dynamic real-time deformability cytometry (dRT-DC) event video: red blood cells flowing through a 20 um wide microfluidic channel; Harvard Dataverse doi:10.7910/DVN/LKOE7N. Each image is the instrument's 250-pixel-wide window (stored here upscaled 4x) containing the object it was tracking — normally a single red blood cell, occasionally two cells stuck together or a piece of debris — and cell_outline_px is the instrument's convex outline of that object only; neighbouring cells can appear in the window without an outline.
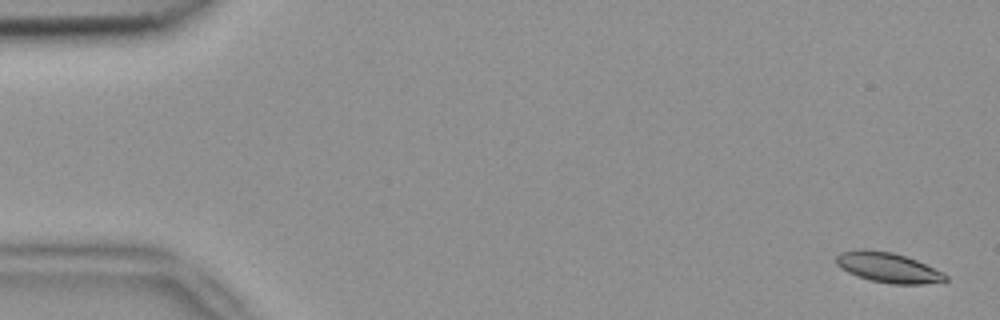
{"species": "common noctule bat (a hibernating species)", "species_latin": "Nyctalus noctula", "temperature_condition": "room temperature", "stored_images_in_passage": 5, "camera_frame_rate_fps": 3000, "um_per_image_px": 0.085, "animal": {"sex": "female", "body_mass_g": 18.4}, "frame": {"image": 1, "passage_image": 1, "time_ms": 0.0, "image_size_px": [1000, 320], "cell_outline_px": [[948, 280], [924, 284], [892, 284], [868, 280], [856, 276], [840, 268], [836, 264], [836, 256], [840, 252], [860, 248], [864, 248], [892, 252], [916, 260], [944, 272], [948, 276]], "centroid_in_image_um": [75.46, 22.73], "position_along_channel_um": 9.5, "area_um2": 19.36}}
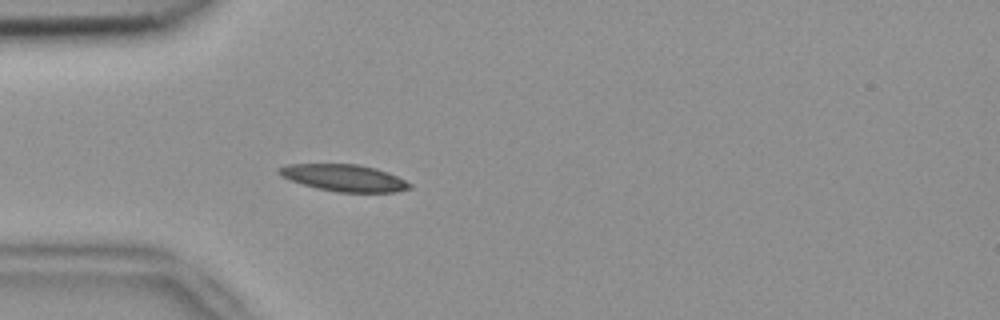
{"frame": {"image": 2, "passage_image": 5, "time_ms": 1.333, "image_size_px": [1000, 320], "cell_outline_px": [[412, 188], [396, 192], [336, 192], [316, 188], [280, 176], [276, 172], [276, 168], [288, 164], [356, 164], [376, 168], [388, 172], [412, 184]], "centroid_in_image_um": [29.23, 15.12], "position_along_channel_um": 55.8, "area_um2": 20.46}}